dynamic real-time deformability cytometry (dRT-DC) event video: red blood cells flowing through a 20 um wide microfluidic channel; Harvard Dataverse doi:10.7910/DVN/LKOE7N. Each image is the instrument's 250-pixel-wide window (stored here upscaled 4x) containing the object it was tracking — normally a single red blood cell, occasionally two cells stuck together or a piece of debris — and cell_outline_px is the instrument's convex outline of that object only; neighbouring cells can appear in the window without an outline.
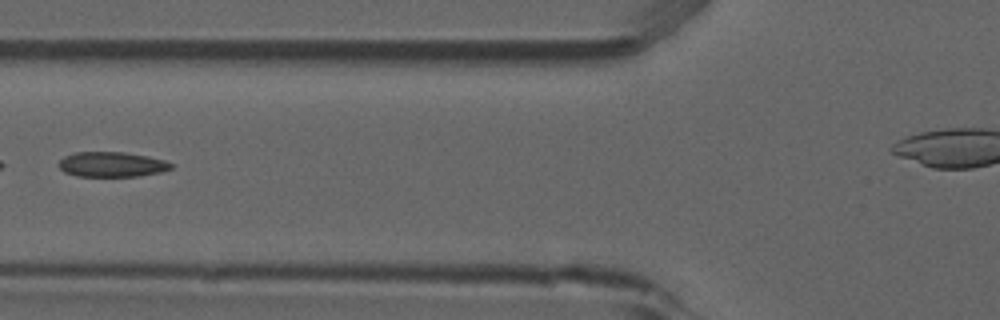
{"species": "common noctule bat (a hibernating species)", "species_latin": "Nyctalus noctula", "temperature_condition": "room temperature", "stored_images_in_passage": 5, "camera_frame_rate_fps": 3000, "um_per_image_px": 0.085, "animal": {"sex": "male", "forearm_length_mm": 52.5}, "frame": {"image": 1, "passage_image": 5, "time_ms": 1.333, "image_size_px": [1000, 320], "cell_outline_px": [[176, 164], [172, 168], [160, 172], [140, 176], [76, 176], [64, 172], [60, 168], [60, 160], [64, 156], [76, 152], [124, 152], [148, 156], [164, 160]], "centroid_in_image_um": [9.54, 13.97], "position_along_channel_um": 116.3, "area_um2": 16.42}}